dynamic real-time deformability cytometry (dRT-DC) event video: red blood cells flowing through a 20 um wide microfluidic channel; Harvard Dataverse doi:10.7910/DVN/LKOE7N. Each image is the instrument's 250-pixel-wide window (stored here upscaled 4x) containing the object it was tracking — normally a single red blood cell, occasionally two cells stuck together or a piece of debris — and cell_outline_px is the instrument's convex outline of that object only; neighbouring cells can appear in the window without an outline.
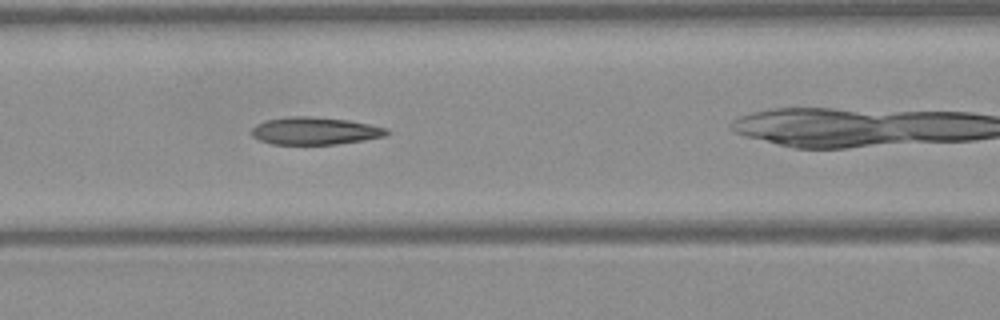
{"species": "Egyptian fruit bat (a non-hibernating species)", "species_latin": "Rousettus aegyptiacus", "temperature_condition": "warm", "stored_images_in_passage": 36, "camera_frame_rate_fps": 3000, "um_per_image_px": 0.085, "frame": {"image": 1, "passage_image": 17, "time_ms": 5.333, "image_size_px": [1000, 320], "cell_outline_px": [[392, 132], [384, 136], [336, 144], [272, 144], [260, 140], [252, 136], [252, 128], [256, 124], [264, 120], [292, 116], [308, 116], [348, 120], [388, 128]], "centroid_in_image_um": [26.75, 11.12], "position_along_channel_um": 139.9, "area_um2": 21.5}}
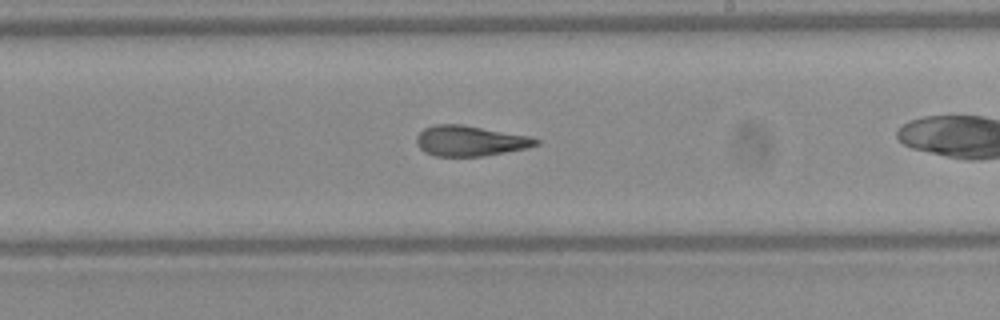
{"frame": {"image": 2, "passage_image": 25, "time_ms": 8.0, "image_size_px": [1000, 320], "cell_outline_px": [[540, 144], [528, 148], [484, 156], [436, 156], [424, 152], [416, 144], [416, 136], [424, 128], [436, 124], [464, 124], [532, 136], [540, 140]], "centroid_in_image_um": [39.99, 11.96], "position_along_channel_um": 249.0, "area_um2": 21.5}}
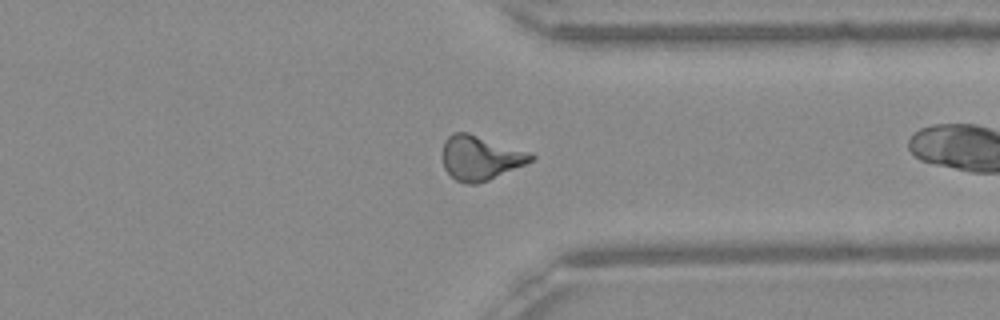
{"frame": {"image": 3, "passage_image": 34, "time_ms": 11.0, "image_size_px": [1000, 320], "cell_outline_px": [[536, 156], [532, 160], [524, 164], [488, 180], [476, 184], [468, 184], [456, 180], [444, 168], [444, 140], [452, 132], [468, 132], [532, 152]], "centroid_in_image_um": [40.84, 13.39], "position_along_channel_um": 370.6, "area_um2": 22.72}}